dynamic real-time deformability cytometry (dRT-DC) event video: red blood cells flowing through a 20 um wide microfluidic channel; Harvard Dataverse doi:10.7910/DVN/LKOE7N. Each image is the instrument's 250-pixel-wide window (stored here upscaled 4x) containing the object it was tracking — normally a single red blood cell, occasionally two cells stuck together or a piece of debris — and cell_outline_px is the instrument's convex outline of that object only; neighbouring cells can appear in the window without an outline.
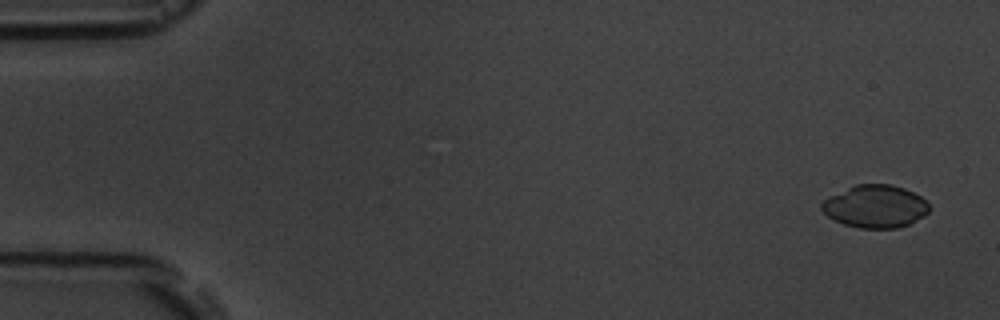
{"species": "common noctule bat (a hibernating species)", "species_latin": "Nyctalus noctula", "temperature_condition": "room temperature", "stored_images_in_passage": 5, "camera_frame_rate_fps": 3000, "um_per_image_px": 0.085, "animal": {"sex": "male", "body_mass_g": 19.5, "forearm_length_mm": 54.6}, "frame": {"image": 1, "passage_image": 1, "time_ms": 0.0, "image_size_px": [1000, 320], "cell_outline_px": [[928, 212], [924, 216], [908, 224], [896, 228], [860, 228], [844, 224], [828, 216], [820, 208], [820, 204], [824, 200], [856, 184], [892, 184], [904, 188], [920, 196], [928, 204]], "centroid_in_image_um": [74.4, 17.54], "position_along_channel_um": 10.6, "area_um2": 26.36}}